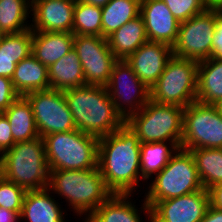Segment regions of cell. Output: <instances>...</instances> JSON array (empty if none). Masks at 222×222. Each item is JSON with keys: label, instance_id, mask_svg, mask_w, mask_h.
Instances as JSON below:
<instances>
[{"label": "cell", "instance_id": "6da1fadb", "mask_svg": "<svg viewBox=\"0 0 222 222\" xmlns=\"http://www.w3.org/2000/svg\"><path fill=\"white\" fill-rule=\"evenodd\" d=\"M140 147L137 135L126 123L99 138L97 167L112 194H134L135 187L144 181L140 179Z\"/></svg>", "mask_w": 222, "mask_h": 222}, {"label": "cell", "instance_id": "7a4b0ae2", "mask_svg": "<svg viewBox=\"0 0 222 222\" xmlns=\"http://www.w3.org/2000/svg\"><path fill=\"white\" fill-rule=\"evenodd\" d=\"M63 92L77 130L100 138L125 124L105 86L85 84Z\"/></svg>", "mask_w": 222, "mask_h": 222}, {"label": "cell", "instance_id": "3957f363", "mask_svg": "<svg viewBox=\"0 0 222 222\" xmlns=\"http://www.w3.org/2000/svg\"><path fill=\"white\" fill-rule=\"evenodd\" d=\"M48 189L67 201L71 211L87 219L112 193L97 168L50 170ZM86 215V217H85Z\"/></svg>", "mask_w": 222, "mask_h": 222}, {"label": "cell", "instance_id": "277c9868", "mask_svg": "<svg viewBox=\"0 0 222 222\" xmlns=\"http://www.w3.org/2000/svg\"><path fill=\"white\" fill-rule=\"evenodd\" d=\"M0 174L26 190L48 188V167L43 137L16 142L0 156Z\"/></svg>", "mask_w": 222, "mask_h": 222}, {"label": "cell", "instance_id": "5b68a950", "mask_svg": "<svg viewBox=\"0 0 222 222\" xmlns=\"http://www.w3.org/2000/svg\"><path fill=\"white\" fill-rule=\"evenodd\" d=\"M96 136L73 131L52 133L43 137L49 170H89L97 168Z\"/></svg>", "mask_w": 222, "mask_h": 222}, {"label": "cell", "instance_id": "8992f818", "mask_svg": "<svg viewBox=\"0 0 222 222\" xmlns=\"http://www.w3.org/2000/svg\"><path fill=\"white\" fill-rule=\"evenodd\" d=\"M152 178L144 200L152 208L158 201L176 198L204 189L195 160L189 150L179 148L167 165Z\"/></svg>", "mask_w": 222, "mask_h": 222}, {"label": "cell", "instance_id": "52a82bcc", "mask_svg": "<svg viewBox=\"0 0 222 222\" xmlns=\"http://www.w3.org/2000/svg\"><path fill=\"white\" fill-rule=\"evenodd\" d=\"M184 108L152 101L125 123L137 135L140 143L174 142L181 146Z\"/></svg>", "mask_w": 222, "mask_h": 222}, {"label": "cell", "instance_id": "ba28073f", "mask_svg": "<svg viewBox=\"0 0 222 222\" xmlns=\"http://www.w3.org/2000/svg\"><path fill=\"white\" fill-rule=\"evenodd\" d=\"M198 61L172 55L150 89V99L156 103L186 108L197 101Z\"/></svg>", "mask_w": 222, "mask_h": 222}, {"label": "cell", "instance_id": "9c48e42d", "mask_svg": "<svg viewBox=\"0 0 222 222\" xmlns=\"http://www.w3.org/2000/svg\"><path fill=\"white\" fill-rule=\"evenodd\" d=\"M180 148H222V112L218 105L195 101L184 108Z\"/></svg>", "mask_w": 222, "mask_h": 222}, {"label": "cell", "instance_id": "30bf717a", "mask_svg": "<svg viewBox=\"0 0 222 222\" xmlns=\"http://www.w3.org/2000/svg\"><path fill=\"white\" fill-rule=\"evenodd\" d=\"M216 25V8L180 22L172 55L202 61L211 58L212 42Z\"/></svg>", "mask_w": 222, "mask_h": 222}, {"label": "cell", "instance_id": "8fae6325", "mask_svg": "<svg viewBox=\"0 0 222 222\" xmlns=\"http://www.w3.org/2000/svg\"><path fill=\"white\" fill-rule=\"evenodd\" d=\"M116 111L126 121L150 100V89L138 78L126 60H117L105 86Z\"/></svg>", "mask_w": 222, "mask_h": 222}, {"label": "cell", "instance_id": "7c38bea8", "mask_svg": "<svg viewBox=\"0 0 222 222\" xmlns=\"http://www.w3.org/2000/svg\"><path fill=\"white\" fill-rule=\"evenodd\" d=\"M30 102L40 137L76 129L63 91L46 89L25 95Z\"/></svg>", "mask_w": 222, "mask_h": 222}, {"label": "cell", "instance_id": "4fadbf2b", "mask_svg": "<svg viewBox=\"0 0 222 222\" xmlns=\"http://www.w3.org/2000/svg\"><path fill=\"white\" fill-rule=\"evenodd\" d=\"M73 48L80 59L85 83L106 86L117 61L105 37L74 35Z\"/></svg>", "mask_w": 222, "mask_h": 222}, {"label": "cell", "instance_id": "5bb4252c", "mask_svg": "<svg viewBox=\"0 0 222 222\" xmlns=\"http://www.w3.org/2000/svg\"><path fill=\"white\" fill-rule=\"evenodd\" d=\"M209 205V192L206 189L161 200L151 208L152 222H200Z\"/></svg>", "mask_w": 222, "mask_h": 222}, {"label": "cell", "instance_id": "9a60e30c", "mask_svg": "<svg viewBox=\"0 0 222 222\" xmlns=\"http://www.w3.org/2000/svg\"><path fill=\"white\" fill-rule=\"evenodd\" d=\"M76 0H31V30L73 33Z\"/></svg>", "mask_w": 222, "mask_h": 222}, {"label": "cell", "instance_id": "2e32d148", "mask_svg": "<svg viewBox=\"0 0 222 222\" xmlns=\"http://www.w3.org/2000/svg\"><path fill=\"white\" fill-rule=\"evenodd\" d=\"M140 15L144 20L149 41L173 46L180 22L162 0H141Z\"/></svg>", "mask_w": 222, "mask_h": 222}, {"label": "cell", "instance_id": "e0dca14e", "mask_svg": "<svg viewBox=\"0 0 222 222\" xmlns=\"http://www.w3.org/2000/svg\"><path fill=\"white\" fill-rule=\"evenodd\" d=\"M171 56L172 47L170 45L147 41L126 61L138 78L151 89L163 73L165 65Z\"/></svg>", "mask_w": 222, "mask_h": 222}, {"label": "cell", "instance_id": "ac0fdd59", "mask_svg": "<svg viewBox=\"0 0 222 222\" xmlns=\"http://www.w3.org/2000/svg\"><path fill=\"white\" fill-rule=\"evenodd\" d=\"M131 197L132 194H112L87 219H81L84 222H143L140 217L143 211L146 219L152 222V211L145 200L142 207L138 208L132 199L129 200Z\"/></svg>", "mask_w": 222, "mask_h": 222}, {"label": "cell", "instance_id": "d6986e66", "mask_svg": "<svg viewBox=\"0 0 222 222\" xmlns=\"http://www.w3.org/2000/svg\"><path fill=\"white\" fill-rule=\"evenodd\" d=\"M51 194L53 193L48 188L27 190L21 210V221L24 219L26 222H67L64 216L68 214H65L66 211Z\"/></svg>", "mask_w": 222, "mask_h": 222}, {"label": "cell", "instance_id": "ffe728a7", "mask_svg": "<svg viewBox=\"0 0 222 222\" xmlns=\"http://www.w3.org/2000/svg\"><path fill=\"white\" fill-rule=\"evenodd\" d=\"M73 43V33L33 31L32 55L49 68L73 49Z\"/></svg>", "mask_w": 222, "mask_h": 222}, {"label": "cell", "instance_id": "44dd1931", "mask_svg": "<svg viewBox=\"0 0 222 222\" xmlns=\"http://www.w3.org/2000/svg\"><path fill=\"white\" fill-rule=\"evenodd\" d=\"M108 45L117 60H126L148 40L141 15L128 21L107 37Z\"/></svg>", "mask_w": 222, "mask_h": 222}, {"label": "cell", "instance_id": "7402d4cb", "mask_svg": "<svg viewBox=\"0 0 222 222\" xmlns=\"http://www.w3.org/2000/svg\"><path fill=\"white\" fill-rule=\"evenodd\" d=\"M31 29L5 34L0 42V76L12 79L16 65L32 54Z\"/></svg>", "mask_w": 222, "mask_h": 222}, {"label": "cell", "instance_id": "603a6c76", "mask_svg": "<svg viewBox=\"0 0 222 222\" xmlns=\"http://www.w3.org/2000/svg\"><path fill=\"white\" fill-rule=\"evenodd\" d=\"M11 80L15 91L20 96H25L34 91L49 89L48 67L31 54L16 65Z\"/></svg>", "mask_w": 222, "mask_h": 222}, {"label": "cell", "instance_id": "cb8c5ba5", "mask_svg": "<svg viewBox=\"0 0 222 222\" xmlns=\"http://www.w3.org/2000/svg\"><path fill=\"white\" fill-rule=\"evenodd\" d=\"M197 101L209 105L222 102V60L209 58L198 63Z\"/></svg>", "mask_w": 222, "mask_h": 222}, {"label": "cell", "instance_id": "d4e9b609", "mask_svg": "<svg viewBox=\"0 0 222 222\" xmlns=\"http://www.w3.org/2000/svg\"><path fill=\"white\" fill-rule=\"evenodd\" d=\"M49 88L66 91L85 85L80 59L74 48L48 68Z\"/></svg>", "mask_w": 222, "mask_h": 222}, {"label": "cell", "instance_id": "484cf974", "mask_svg": "<svg viewBox=\"0 0 222 222\" xmlns=\"http://www.w3.org/2000/svg\"><path fill=\"white\" fill-rule=\"evenodd\" d=\"M2 113L7 117L15 142L30 141L39 137L32 106L25 96H19Z\"/></svg>", "mask_w": 222, "mask_h": 222}, {"label": "cell", "instance_id": "4316f807", "mask_svg": "<svg viewBox=\"0 0 222 222\" xmlns=\"http://www.w3.org/2000/svg\"><path fill=\"white\" fill-rule=\"evenodd\" d=\"M168 143V144H167ZM169 145V146H168ZM180 147L174 142L141 143L140 173L141 179L149 180L158 174L169 162L171 156Z\"/></svg>", "mask_w": 222, "mask_h": 222}, {"label": "cell", "instance_id": "83f0119b", "mask_svg": "<svg viewBox=\"0 0 222 222\" xmlns=\"http://www.w3.org/2000/svg\"><path fill=\"white\" fill-rule=\"evenodd\" d=\"M141 0H110L102 9V37L140 15Z\"/></svg>", "mask_w": 222, "mask_h": 222}, {"label": "cell", "instance_id": "f1b7e54d", "mask_svg": "<svg viewBox=\"0 0 222 222\" xmlns=\"http://www.w3.org/2000/svg\"><path fill=\"white\" fill-rule=\"evenodd\" d=\"M195 160L197 173L204 189L222 182V148L189 150Z\"/></svg>", "mask_w": 222, "mask_h": 222}, {"label": "cell", "instance_id": "f546056e", "mask_svg": "<svg viewBox=\"0 0 222 222\" xmlns=\"http://www.w3.org/2000/svg\"><path fill=\"white\" fill-rule=\"evenodd\" d=\"M29 14L31 0H0L1 31L4 34H14L31 29Z\"/></svg>", "mask_w": 222, "mask_h": 222}, {"label": "cell", "instance_id": "4dcf8cb0", "mask_svg": "<svg viewBox=\"0 0 222 222\" xmlns=\"http://www.w3.org/2000/svg\"><path fill=\"white\" fill-rule=\"evenodd\" d=\"M73 34L96 35L102 37L101 7L76 0L73 18Z\"/></svg>", "mask_w": 222, "mask_h": 222}, {"label": "cell", "instance_id": "1f68e13d", "mask_svg": "<svg viewBox=\"0 0 222 222\" xmlns=\"http://www.w3.org/2000/svg\"><path fill=\"white\" fill-rule=\"evenodd\" d=\"M27 190L0 174V207L21 212Z\"/></svg>", "mask_w": 222, "mask_h": 222}, {"label": "cell", "instance_id": "d6a6232c", "mask_svg": "<svg viewBox=\"0 0 222 222\" xmlns=\"http://www.w3.org/2000/svg\"><path fill=\"white\" fill-rule=\"evenodd\" d=\"M173 16L183 22L203 13L207 8L205 0H162Z\"/></svg>", "mask_w": 222, "mask_h": 222}, {"label": "cell", "instance_id": "836d02e7", "mask_svg": "<svg viewBox=\"0 0 222 222\" xmlns=\"http://www.w3.org/2000/svg\"><path fill=\"white\" fill-rule=\"evenodd\" d=\"M20 95L15 91L12 80L0 76V112H4Z\"/></svg>", "mask_w": 222, "mask_h": 222}, {"label": "cell", "instance_id": "e575fe53", "mask_svg": "<svg viewBox=\"0 0 222 222\" xmlns=\"http://www.w3.org/2000/svg\"><path fill=\"white\" fill-rule=\"evenodd\" d=\"M15 143L7 117L0 112V156Z\"/></svg>", "mask_w": 222, "mask_h": 222}, {"label": "cell", "instance_id": "d590c367", "mask_svg": "<svg viewBox=\"0 0 222 222\" xmlns=\"http://www.w3.org/2000/svg\"><path fill=\"white\" fill-rule=\"evenodd\" d=\"M211 58L222 60V9L216 8V25Z\"/></svg>", "mask_w": 222, "mask_h": 222}, {"label": "cell", "instance_id": "8d00e7d4", "mask_svg": "<svg viewBox=\"0 0 222 222\" xmlns=\"http://www.w3.org/2000/svg\"><path fill=\"white\" fill-rule=\"evenodd\" d=\"M210 205L222 210V182L208 189Z\"/></svg>", "mask_w": 222, "mask_h": 222}, {"label": "cell", "instance_id": "74e56055", "mask_svg": "<svg viewBox=\"0 0 222 222\" xmlns=\"http://www.w3.org/2000/svg\"><path fill=\"white\" fill-rule=\"evenodd\" d=\"M21 212L0 207V222H20Z\"/></svg>", "mask_w": 222, "mask_h": 222}, {"label": "cell", "instance_id": "f35d334b", "mask_svg": "<svg viewBox=\"0 0 222 222\" xmlns=\"http://www.w3.org/2000/svg\"><path fill=\"white\" fill-rule=\"evenodd\" d=\"M200 222H222V210L209 205L205 216Z\"/></svg>", "mask_w": 222, "mask_h": 222}, {"label": "cell", "instance_id": "ab89813d", "mask_svg": "<svg viewBox=\"0 0 222 222\" xmlns=\"http://www.w3.org/2000/svg\"><path fill=\"white\" fill-rule=\"evenodd\" d=\"M82 3L91 4L93 6L103 7L105 6L110 0H79Z\"/></svg>", "mask_w": 222, "mask_h": 222}, {"label": "cell", "instance_id": "60d3db41", "mask_svg": "<svg viewBox=\"0 0 222 222\" xmlns=\"http://www.w3.org/2000/svg\"><path fill=\"white\" fill-rule=\"evenodd\" d=\"M208 8H221L222 9V0H205Z\"/></svg>", "mask_w": 222, "mask_h": 222}, {"label": "cell", "instance_id": "b9f144b4", "mask_svg": "<svg viewBox=\"0 0 222 222\" xmlns=\"http://www.w3.org/2000/svg\"><path fill=\"white\" fill-rule=\"evenodd\" d=\"M5 34L1 31V29H0V42H1V40H2V38H3V36H4Z\"/></svg>", "mask_w": 222, "mask_h": 222}, {"label": "cell", "instance_id": "7bdbcfd3", "mask_svg": "<svg viewBox=\"0 0 222 222\" xmlns=\"http://www.w3.org/2000/svg\"><path fill=\"white\" fill-rule=\"evenodd\" d=\"M218 107H219L220 111L222 112V102L220 104H218Z\"/></svg>", "mask_w": 222, "mask_h": 222}]
</instances>
